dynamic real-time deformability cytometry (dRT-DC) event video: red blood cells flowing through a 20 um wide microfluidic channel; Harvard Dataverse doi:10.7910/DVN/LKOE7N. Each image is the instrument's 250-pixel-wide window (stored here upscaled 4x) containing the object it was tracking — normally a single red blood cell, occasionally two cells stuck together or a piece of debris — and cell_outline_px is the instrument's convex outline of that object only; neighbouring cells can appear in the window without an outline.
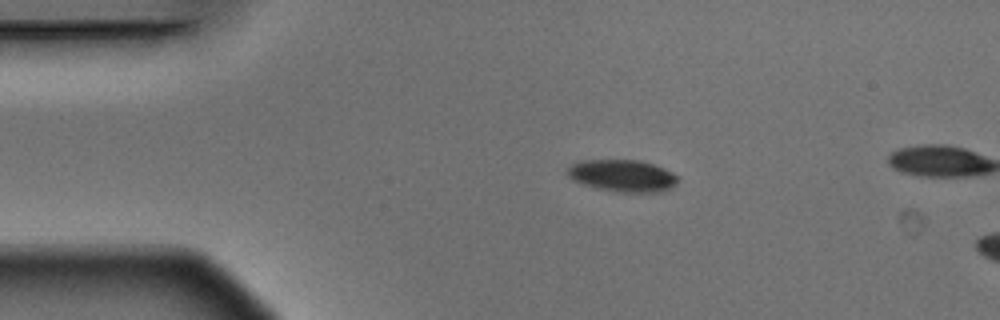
{"species": "Egyptian fruit bat (a non-hibernating species)", "species_latin": "Rousettus aegyptiacus", "temperature_condition": "warm", "stored_images_in_passage": 3, "camera_frame_rate_fps": 3000, "um_per_image_px": 0.085, "animal": {"sex": "male"}, "frame": {"image": 1, "passage_image": 1, "time_ms": 0.0, "image_size_px": [1000, 320], "cell_outline_px": [[680, 176], [676, 184], [664, 192], [616, 192], [596, 188], [572, 180], [564, 172], [572, 164], [580, 160], [640, 160], [664, 168]], "centroid_in_image_um": [52.92, 14.94], "position_along_channel_um": 32.1, "area_um2": 20.87}}